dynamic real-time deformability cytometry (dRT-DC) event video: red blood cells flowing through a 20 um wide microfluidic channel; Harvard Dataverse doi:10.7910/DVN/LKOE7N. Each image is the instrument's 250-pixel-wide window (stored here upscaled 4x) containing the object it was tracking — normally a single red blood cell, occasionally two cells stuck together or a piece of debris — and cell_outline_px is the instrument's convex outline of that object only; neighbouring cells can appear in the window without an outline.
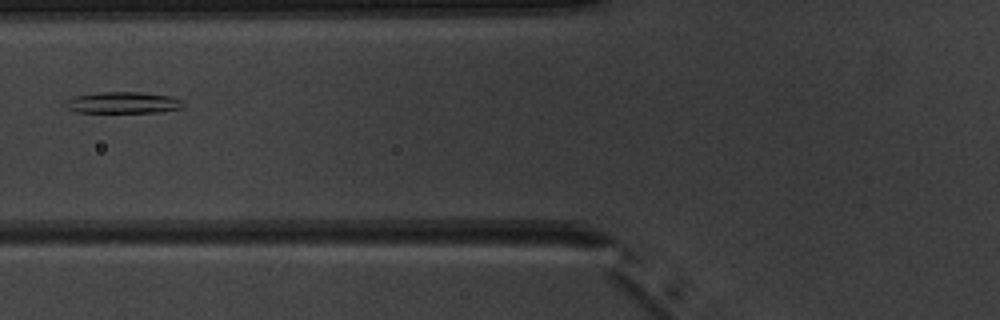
{"species": "common noctule bat (a hibernating species)", "species_latin": "Nyctalus noctula", "temperature_condition": "warm", "stored_images_in_passage": 5, "camera_frame_rate_fps": 3000, "um_per_image_px": 0.085, "animal": {"sex": "male", "body_mass_g": 20.1, "forearm_length_mm": 53.5}, "frame": {"image": 1, "passage_image": 4, "time_ms": 3.667, "image_size_px": [1000, 320], "cell_outline_px": [[184, 108], [160, 112], [76, 112], [68, 108], [64, 104], [72, 96], [100, 92], [140, 92], [172, 96], [180, 100], [184, 104]], "centroid_in_image_um": [10.48, 8.72], "position_along_channel_um": 115.3, "area_um2": 14.74}}